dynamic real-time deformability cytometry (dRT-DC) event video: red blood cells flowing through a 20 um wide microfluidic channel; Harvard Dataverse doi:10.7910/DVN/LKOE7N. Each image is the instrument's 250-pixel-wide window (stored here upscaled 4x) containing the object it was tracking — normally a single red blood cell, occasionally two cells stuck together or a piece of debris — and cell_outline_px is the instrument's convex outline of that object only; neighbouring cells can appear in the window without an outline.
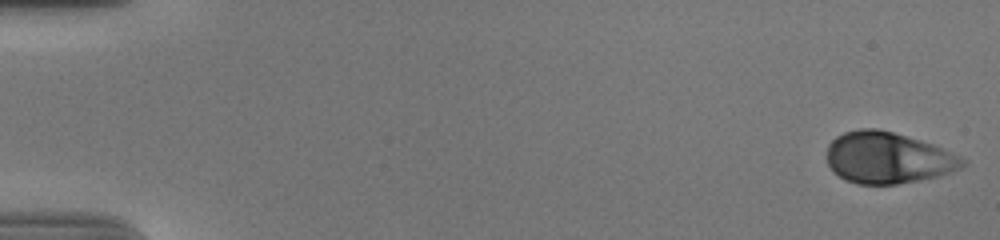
{"species": "human", "species_latin": "Homo sapiens", "temperature_condition": "cold", "stored_images_in_passage": 56, "camera_frame_rate_fps": 3000, "um_per_image_px": 0.085, "donor": {"sex": "male"}, "frame": {"image": 1, "passage_image": 1, "time_ms": 0.0, "image_size_px": [1000, 240], "cell_outline_px": [[968, 160], [960, 168], [936, 176], [896, 184], [856, 184], [844, 180], [832, 172], [828, 164], [828, 144], [836, 136], [844, 132], [860, 128], [880, 128], [932, 144], [944, 148]], "centroid_in_image_um": [75.43, 13.4], "position_along_channel_um": 9.6, "area_um2": 40.58}}
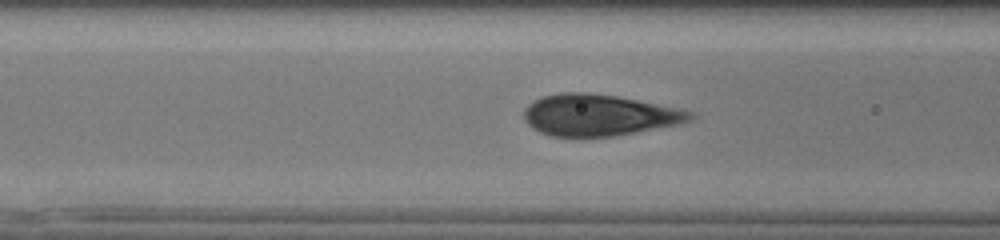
{"frame": {"image": 2, "passage_image": 23, "time_ms": 7.333, "image_size_px": [1000, 240], "cell_outline_px": [[696, 116], [692, 120], [680, 124], [616, 136], [548, 136], [532, 128], [524, 120], [524, 108], [528, 104], [544, 96], [560, 92], [588, 92], [616, 96], [696, 112]], "centroid_in_image_um": [50.91, 9.79], "position_along_channel_um": 115.7, "area_um2": 40.11}}
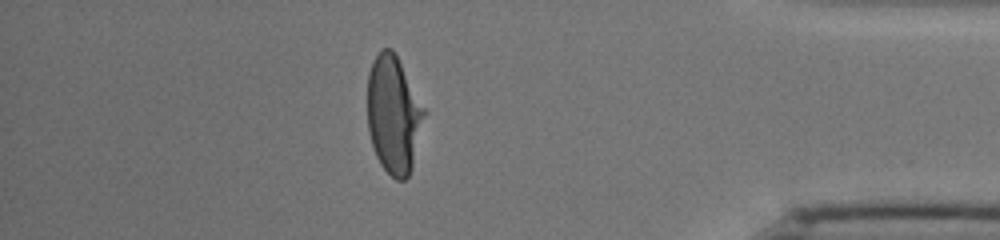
{"frame": {"image": 3, "passage_image": 49, "time_ms": 16.0, "image_size_px": [1000, 240], "cell_outline_px": [[428, 112], [412, 168], [408, 176], [404, 180], [396, 180], [380, 164], [376, 156], [368, 132], [368, 72], [372, 60], [384, 48], [392, 48]], "centroid_in_image_um": [33.49, 9.76], "position_along_channel_um": 401.7, "area_um2": 39.36}, "authors_computed_cell_mechanics": {"area_um2": 40.1421, "velocity_mm_per_s": 3.679, "shape_relaxation_time_tau1_ms": 4.1553, "shape_relaxation_time_tau2_ms": null, "deformation_change_tau1": 0.1962, "deformation_change_tau2": null}}